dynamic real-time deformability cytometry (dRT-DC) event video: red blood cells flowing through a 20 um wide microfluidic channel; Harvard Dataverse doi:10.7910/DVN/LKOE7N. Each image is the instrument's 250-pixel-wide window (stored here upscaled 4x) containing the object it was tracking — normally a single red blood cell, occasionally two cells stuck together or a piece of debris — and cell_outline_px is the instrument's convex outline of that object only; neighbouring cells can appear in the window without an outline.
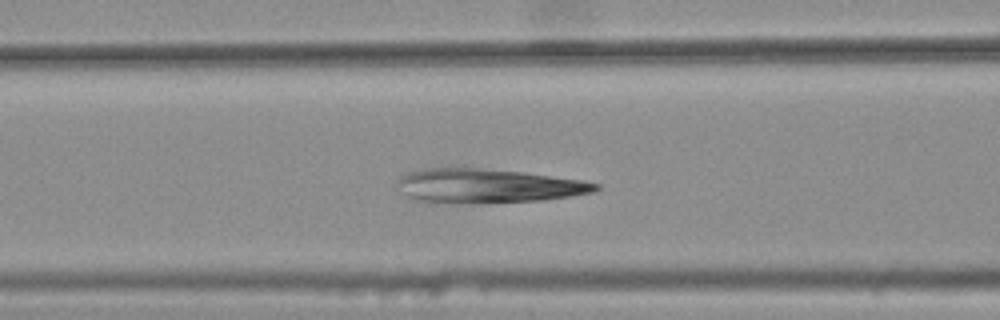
{"species": "common noctule bat (a hibernating species)", "species_latin": "Nyctalus noctula", "temperature_condition": "warm", "stored_images_in_passage": 31, "camera_frame_rate_fps": 3000, "um_per_image_px": 0.085, "animal": {"sex": "female", "body_mass_g": 25.1}, "frame": {"image": 1, "passage_image": 8, "time_ms": 2.333, "image_size_px": [1000, 320], "cell_outline_px": [[600, 188], [596, 192], [540, 200], [480, 204], [428, 204], [416, 200], [408, 196], [396, 184], [396, 180], [400, 176], [408, 172], [428, 168], [476, 168], [524, 172], [580, 180], [600, 184]], "centroid_in_image_um": [41.4, 15.83], "position_along_channel_um": 125.2, "area_um2": 39.94}}
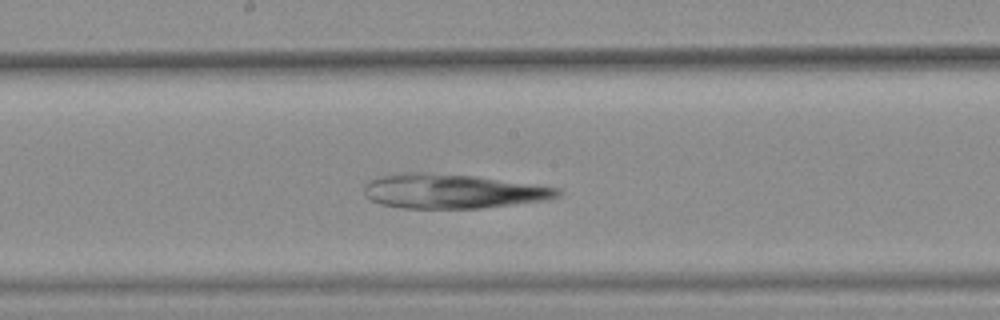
{"frame": {"image": 2, "passage_image": 15, "time_ms": 4.667, "image_size_px": [1000, 320], "cell_outline_px": [[564, 192], [560, 196], [548, 200], [480, 208], [400, 208], [380, 204], [364, 196], [364, 184], [368, 180], [384, 176], [408, 172], [424, 172], [476, 176], [536, 184], [560, 188]], "centroid_in_image_um": [38.5, 16.25], "position_along_channel_um": 209.7, "area_um2": 39.07}}
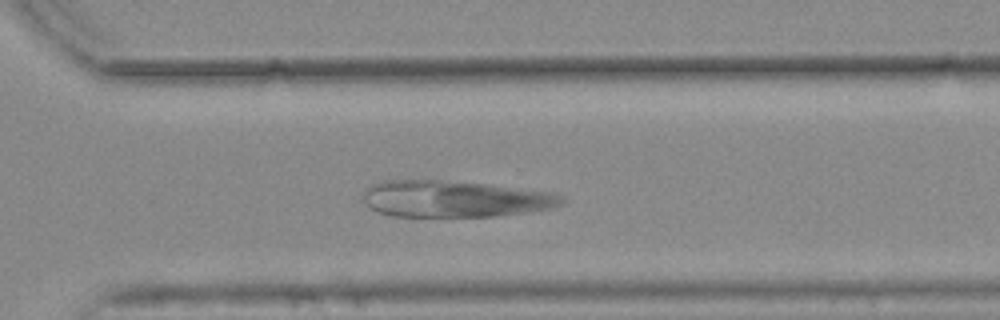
{"frame": {"image": 3, "passage_image": 25, "time_ms": 8.0, "image_size_px": [1000, 320], "cell_outline_px": [[564, 200], [560, 204], [552, 208], [496, 216], [392, 216], [380, 212], [372, 208], [364, 200], [364, 192], [372, 184], [384, 180], [436, 180], [488, 184], [556, 192], [564, 196]], "centroid_in_image_um": [38.7, 16.89], "position_along_channel_um": 331.9, "area_um2": 42.08}}